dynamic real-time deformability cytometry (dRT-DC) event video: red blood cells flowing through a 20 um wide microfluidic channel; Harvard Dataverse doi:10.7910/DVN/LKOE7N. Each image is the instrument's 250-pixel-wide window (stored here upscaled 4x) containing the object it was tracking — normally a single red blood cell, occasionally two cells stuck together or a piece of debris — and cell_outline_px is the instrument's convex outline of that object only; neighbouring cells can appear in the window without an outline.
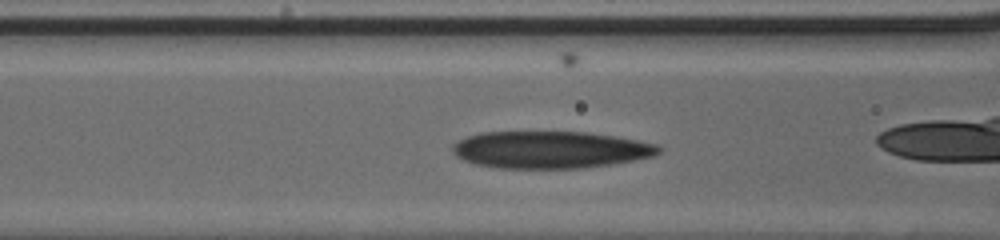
{"species": "human", "species_latin": "Homo sapiens", "temperature_condition": "cold", "stored_images_in_passage": 28, "camera_frame_rate_fps": 3000, "um_per_image_px": 0.085, "donor": {"sex": "male"}, "frame": {"image": 1, "passage_image": 3, "time_ms": 0.667, "image_size_px": [1000, 240], "cell_outline_px": [[660, 152], [656, 156], [612, 164], [584, 168], [500, 168], [476, 164], [464, 160], [456, 156], [452, 152], [452, 144], [468, 136], [480, 132], [588, 132], [636, 140], [656, 144], [660, 148]], "centroid_in_image_um": [46.77, 12.73], "position_along_channel_um": 119.8, "area_um2": 44.56}}
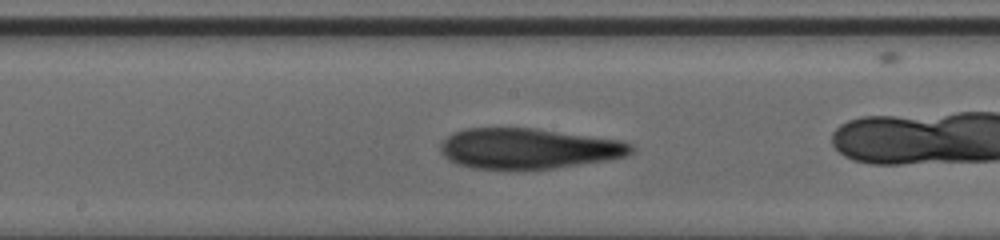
{"frame": {"image": 2, "passage_image": 9, "time_ms": 2.667, "image_size_px": [1000, 240], "cell_outline_px": [[636, 148], [632, 152], [624, 156], [608, 160], [552, 168], [472, 168], [456, 164], [448, 160], [440, 152], [440, 144], [452, 132], [464, 128], [536, 128], [620, 140], [632, 144]], "centroid_in_image_um": [44.89, 12.61], "position_along_channel_um": 203.3, "area_um2": 44.85}}
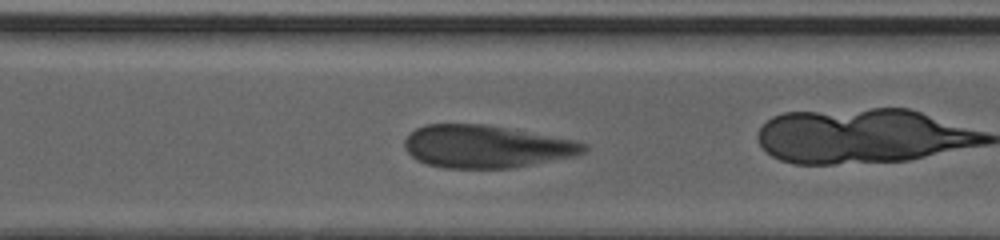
{"frame": {"image": 3, "passage_image": 18, "time_ms": 5.667, "image_size_px": [1000, 240], "cell_outline_px": [[588, 148], [584, 152], [572, 156], [512, 168], [444, 168], [428, 164], [416, 160], [404, 148], [404, 140], [416, 128], [424, 124], [484, 124], [576, 140], [588, 144]], "centroid_in_image_um": [41.3, 12.45], "position_along_channel_um": 329.3, "area_um2": 44.33}}